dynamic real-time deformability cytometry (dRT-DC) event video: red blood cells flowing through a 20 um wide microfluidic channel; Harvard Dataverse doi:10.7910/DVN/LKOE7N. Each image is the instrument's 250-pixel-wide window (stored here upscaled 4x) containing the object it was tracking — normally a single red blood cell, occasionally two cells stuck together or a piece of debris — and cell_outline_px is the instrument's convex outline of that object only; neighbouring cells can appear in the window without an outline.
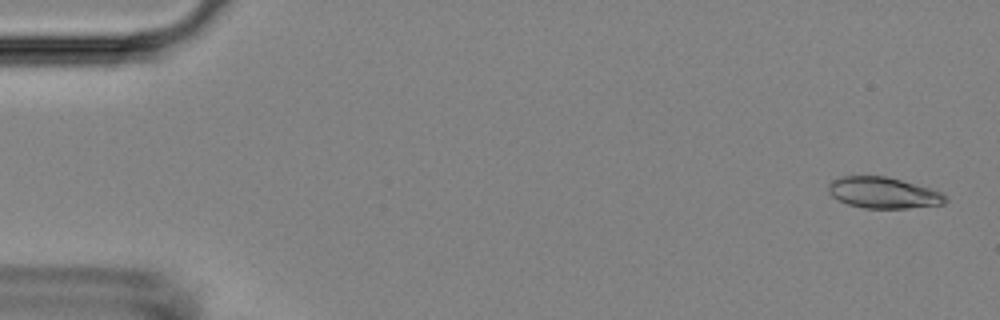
{"species": "Egyptian fruit bat (a non-hibernating species)", "species_latin": "Rousettus aegyptiacus", "temperature_condition": "room temperature", "stored_images_in_passage": 3, "camera_frame_rate_fps": 3000, "um_per_image_px": 0.085, "animal": {"sex": "female"}, "frame": {"image": 1, "passage_image": 1, "time_ms": 0.0, "image_size_px": [1000, 320], "cell_outline_px": [[948, 200], [944, 204], [908, 208], [864, 208], [848, 204], [832, 196], [828, 192], [828, 184], [832, 180], [840, 176], [884, 176], [900, 180], [944, 192]], "centroid_in_image_um": [75.09, 16.38], "position_along_channel_um": 9.9, "area_um2": 21.21}}